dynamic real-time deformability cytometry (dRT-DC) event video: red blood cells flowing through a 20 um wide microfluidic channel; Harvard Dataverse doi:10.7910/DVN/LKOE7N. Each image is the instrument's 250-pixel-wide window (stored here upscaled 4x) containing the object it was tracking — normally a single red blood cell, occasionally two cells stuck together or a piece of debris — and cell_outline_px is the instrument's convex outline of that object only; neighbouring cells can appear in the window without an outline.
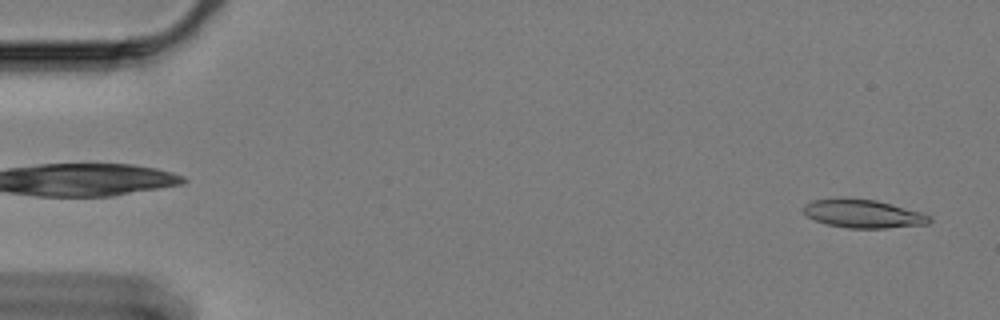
{"species": "Egyptian fruit bat (a non-hibernating species)", "species_latin": "Rousettus aegyptiacus", "temperature_condition": "cold", "stored_images_in_passage": 57, "camera_frame_rate_fps": 3000, "um_per_image_px": 0.085, "animal": {"sex": "female"}, "frame": {"image": 1, "passage_image": 1, "time_ms": 0.0, "image_size_px": [1000, 320], "cell_outline_px": [[932, 220], [928, 224], [884, 228], [848, 228], [828, 224], [816, 220], [808, 216], [804, 212], [804, 204], [812, 200], [876, 200], [920, 212], [932, 216]], "centroid_in_image_um": [73.43, 18.2], "position_along_channel_um": 11.6, "area_um2": 20.06}}
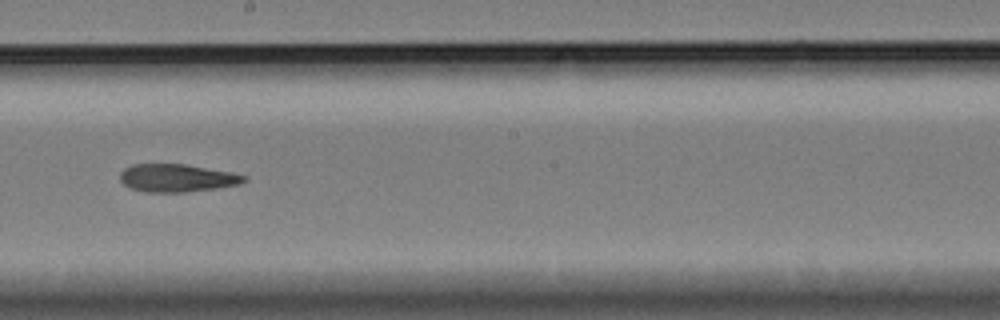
{"frame": {"image": 2, "passage_image": 32, "time_ms": 10.333, "image_size_px": [1000, 320], "cell_outline_px": [[248, 176], [244, 180], [236, 184], [216, 188], [184, 192], [144, 192], [128, 188], [120, 180], [120, 172], [124, 168], [132, 164], [184, 164], [228, 172]], "centroid_in_image_um": [14.94, 15.13], "position_along_channel_um": 233.3, "area_um2": 19.88}}
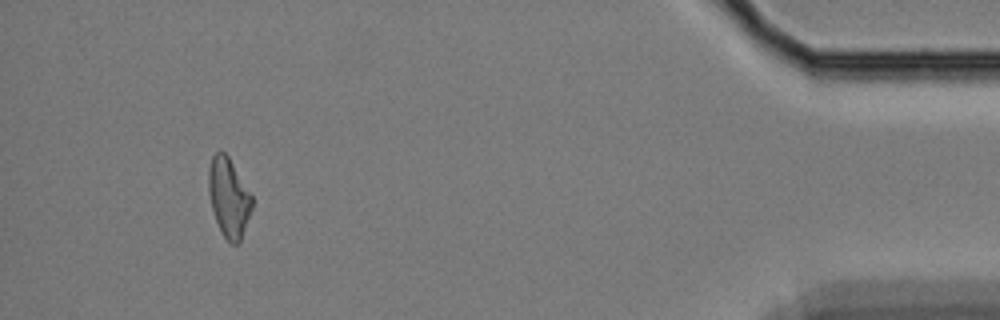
{"frame": {"image": 3, "passage_image": 54, "time_ms": 17.667, "image_size_px": [1000, 320], "cell_outline_px": [[252, 208], [240, 240], [236, 244], [232, 244], [224, 236], [216, 220], [212, 208], [208, 192], [208, 168], [212, 156], [216, 152], [224, 152], [228, 156], [252, 196]], "centroid_in_image_um": [19.42, 16.76], "position_along_channel_um": 415.8, "area_um2": 19.59}}